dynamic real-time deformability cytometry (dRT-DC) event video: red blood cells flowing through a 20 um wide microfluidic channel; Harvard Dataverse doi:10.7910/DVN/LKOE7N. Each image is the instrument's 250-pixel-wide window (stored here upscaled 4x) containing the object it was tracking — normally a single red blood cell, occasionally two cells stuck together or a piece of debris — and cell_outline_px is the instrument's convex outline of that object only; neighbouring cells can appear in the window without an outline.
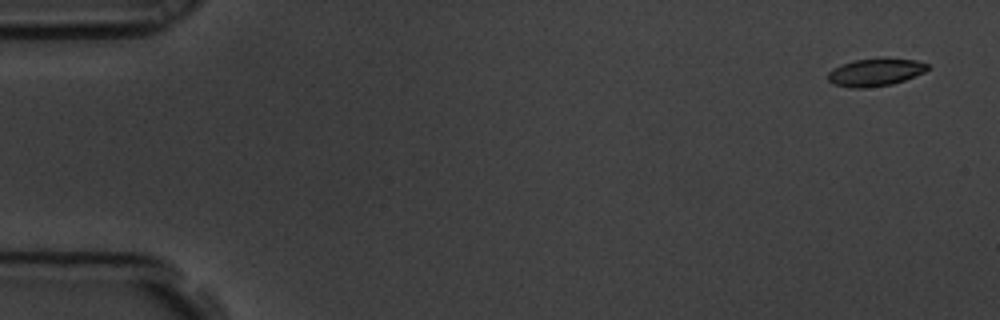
{"species": "common noctule bat (a hibernating species)", "species_latin": "Nyctalus noctula", "temperature_condition": "room temperature", "stored_images_in_passage": 4, "camera_frame_rate_fps": 3000, "um_per_image_px": 0.085, "animal": {"sex": "male", "body_mass_g": 19.5, "forearm_length_mm": 54.6}, "frame": {"image": 1, "passage_image": 1, "time_ms": 0.0, "image_size_px": [1000, 320], "cell_outline_px": [[928, 68], [924, 72], [904, 80], [892, 84], [864, 88], [852, 88], [832, 84], [828, 80], [828, 72], [832, 68], [840, 64], [856, 60], [916, 60], [928, 64]], "centroid_in_image_um": [74.33, 6.18], "position_along_channel_um": 10.7, "area_um2": 15.55}}